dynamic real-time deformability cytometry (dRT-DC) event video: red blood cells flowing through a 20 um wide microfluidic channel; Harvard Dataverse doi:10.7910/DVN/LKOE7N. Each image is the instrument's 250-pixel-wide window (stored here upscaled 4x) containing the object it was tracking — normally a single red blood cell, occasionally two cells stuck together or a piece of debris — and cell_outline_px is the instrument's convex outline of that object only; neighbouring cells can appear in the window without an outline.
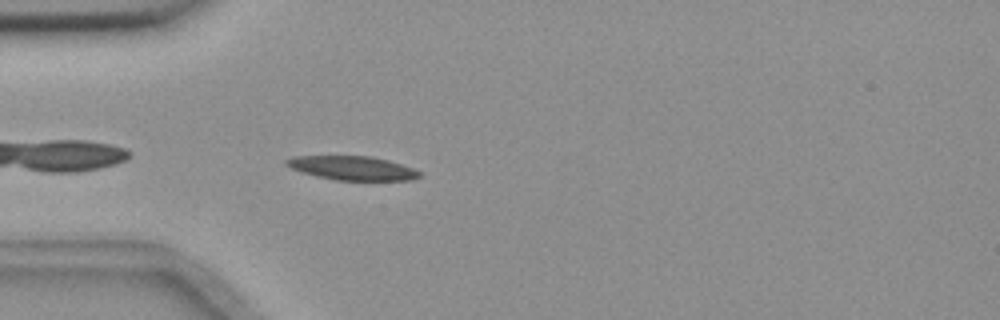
{"species": "common noctule bat (a hibernating species)", "species_latin": "Nyctalus noctula", "temperature_condition": "room temperature", "stored_images_in_passage": 42, "camera_frame_rate_fps": 3000, "um_per_image_px": 0.085, "animal": {"sex": "female", "body_mass_g": 18.4}, "frame": {"image": 1, "passage_image": 2, "time_ms": 0.333, "image_size_px": [1000, 320], "cell_outline_px": [[420, 176], [412, 180], [336, 180], [316, 176], [300, 172], [284, 164], [284, 160], [296, 156], [372, 156], [388, 160], [412, 168], [420, 172]], "centroid_in_image_um": [29.92, 14.28], "position_along_channel_um": 55.1, "area_um2": 18.5}}
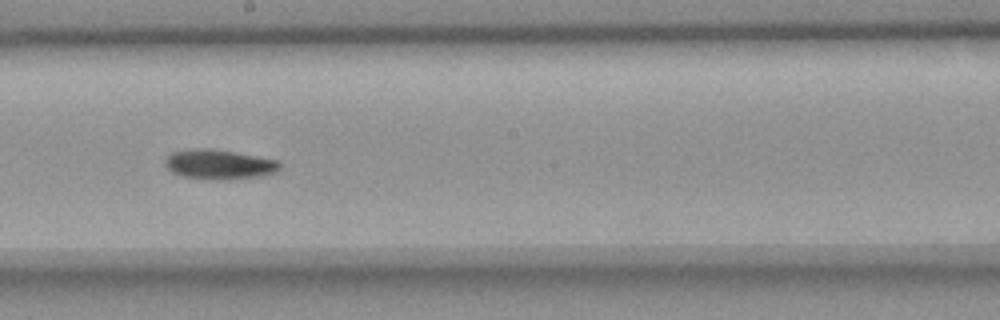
{"frame": {"image": 2, "passage_image": 17, "time_ms": 5.333, "image_size_px": [1000, 320], "cell_outline_px": [[280, 168], [276, 172], [264, 176], [228, 180], [216, 180], [180, 176], [172, 172], [164, 164], [164, 160], [172, 152], [196, 148], [212, 148], [276, 160], [280, 164]], "centroid_in_image_um": [18.61, 13.99], "position_along_channel_um": 229.6, "area_um2": 19.94}}
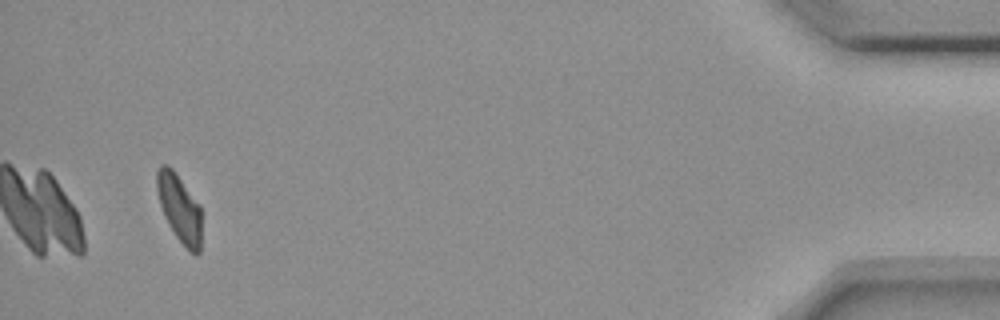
{"frame": {"image": 3, "passage_image": 39, "time_ms": 12.667, "image_size_px": [1000, 320], "cell_outline_px": [[200, 252], [196, 256], [188, 252], [176, 236], [168, 224], [164, 216], [160, 204], [156, 188], [156, 172], [160, 164], [168, 164], [172, 168], [200, 204]], "centroid_in_image_um": [15.24, 17.7], "position_along_channel_um": 420.0, "area_um2": 17.8}, "authors_computed_cell_mechanics": {"area_um2": 18.9006, "velocity_mm_per_s": 3.6335, "shape_relaxation_time_tau1_ms": 5.7543, "shape_relaxation_time_tau2_ms": null, "deformation_change_tau1": 0.1546, "deformation_change_tau2": null}}